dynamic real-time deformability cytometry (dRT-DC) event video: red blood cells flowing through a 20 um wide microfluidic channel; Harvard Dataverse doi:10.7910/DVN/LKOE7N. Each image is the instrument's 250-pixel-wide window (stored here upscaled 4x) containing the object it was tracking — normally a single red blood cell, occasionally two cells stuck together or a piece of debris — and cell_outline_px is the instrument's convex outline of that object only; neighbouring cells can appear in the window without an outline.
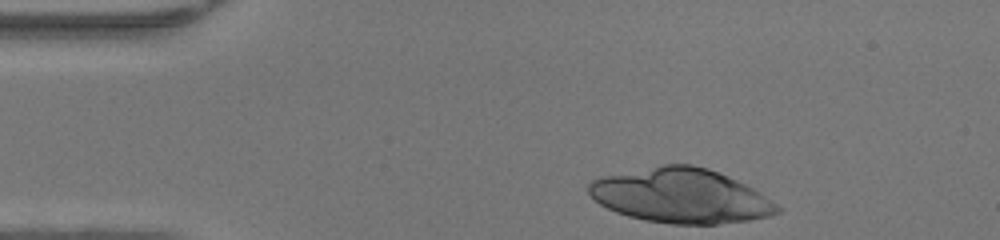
{"species": "human", "species_latin": "Homo sapiens", "temperature_condition": "warm", "stored_images_in_passage": 33, "camera_frame_rate_fps": 3000, "um_per_image_px": 0.085, "donor": {"sex": "female"}, "frame": {"image": 1, "passage_image": 1, "time_ms": 0.0, "image_size_px": [1000, 240], "cell_outline_px": [[780, 212], [768, 216], [748, 220], [716, 224], [668, 224], [644, 220], [628, 216], [616, 212], [600, 204], [588, 192], [588, 184], [592, 180], [604, 176], [660, 164], [692, 164], [708, 168], [728, 176], [752, 188], [776, 204], [780, 208]], "centroid_in_image_um": [57.84, 16.64], "position_along_channel_um": 27.2, "area_um2": 59.59}}